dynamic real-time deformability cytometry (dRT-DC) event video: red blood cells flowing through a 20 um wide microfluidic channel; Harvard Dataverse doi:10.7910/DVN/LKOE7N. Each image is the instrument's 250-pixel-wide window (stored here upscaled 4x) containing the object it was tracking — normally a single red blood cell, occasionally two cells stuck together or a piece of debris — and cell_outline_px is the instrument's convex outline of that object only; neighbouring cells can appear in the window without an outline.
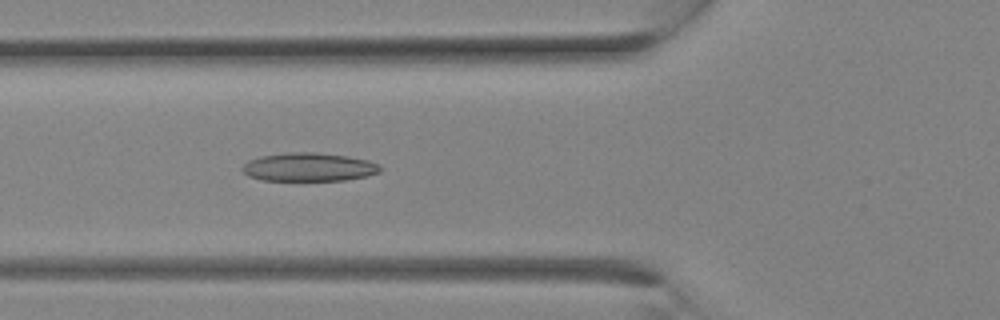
{"species": "Egyptian fruit bat (a non-hibernating species)", "species_latin": "Rousettus aegyptiacus", "temperature_condition": "room temperature", "stored_images_in_passage": 11, "camera_frame_rate_fps": 3000, "um_per_image_px": 0.085, "animal": {"sex": "female"}, "frame": {"image": 1, "passage_image": 11, "time_ms": 3.333, "image_size_px": [1000, 320], "cell_outline_px": [[380, 172], [364, 176], [344, 180], [264, 180], [248, 176], [240, 168], [248, 160], [260, 156], [284, 152], [316, 152], [348, 156], [368, 160], [380, 164]], "centroid_in_image_um": [26.22, 14.18], "position_along_channel_um": 99.6, "area_um2": 22.89}}